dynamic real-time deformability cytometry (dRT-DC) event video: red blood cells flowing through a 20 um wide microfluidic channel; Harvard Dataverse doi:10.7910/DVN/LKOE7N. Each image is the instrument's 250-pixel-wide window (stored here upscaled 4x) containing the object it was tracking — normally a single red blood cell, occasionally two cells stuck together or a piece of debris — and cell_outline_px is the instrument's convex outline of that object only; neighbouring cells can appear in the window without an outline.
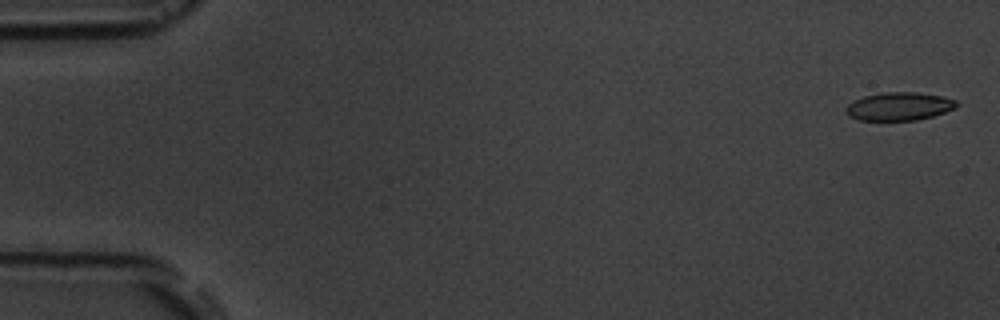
{"species": "common noctule bat (a hibernating species)", "species_latin": "Nyctalus noctula", "temperature_condition": "room temperature", "stored_images_in_passage": 15, "camera_frame_rate_fps": 3000, "um_per_image_px": 0.085, "animal": {"sex": "male", "body_mass_g": 19.5, "forearm_length_mm": 54.6}, "frame": {"image": 1, "passage_image": 1, "time_ms": 0.0, "image_size_px": [1000, 320], "cell_outline_px": [[960, 104], [956, 108], [932, 116], [916, 120], [860, 120], [848, 116], [844, 108], [848, 104], [864, 96], [884, 92], [916, 92], [940, 96], [956, 100]], "centroid_in_image_um": [76.43, 9.04], "position_along_channel_um": 8.6, "area_um2": 18.09}}
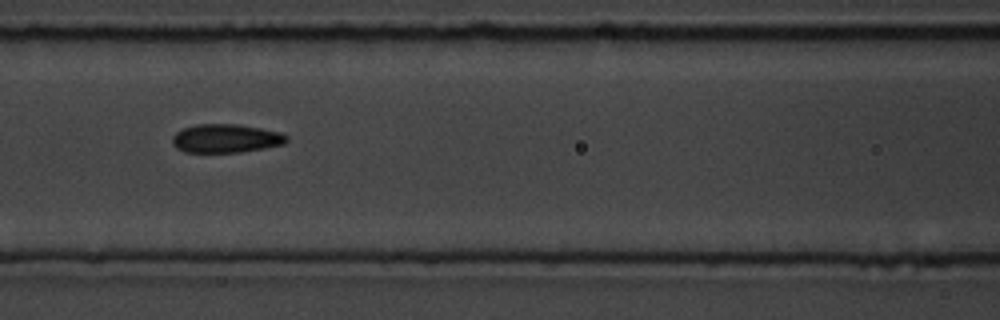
{"frame": {"image": 2, "passage_image": 7, "time_ms": 7.667, "image_size_px": [1000, 320], "cell_outline_px": [[288, 140], [284, 144], [264, 148], [240, 152], [184, 152], [176, 148], [172, 144], [172, 136], [176, 132], [184, 128], [196, 124], [240, 124], [280, 132], [288, 136]], "centroid_in_image_um": [19.19, 11.76], "position_along_channel_um": 147.4, "area_um2": 19.13}}
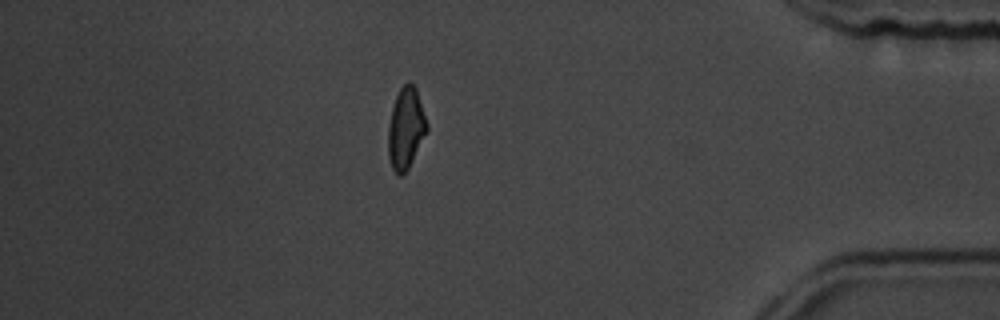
{"frame": {"image": 3, "passage_image": 14, "time_ms": 15.667, "image_size_px": [1000, 320], "cell_outline_px": [[428, 128], [408, 168], [400, 176], [396, 176], [392, 168], [388, 156], [388, 128], [392, 108], [396, 96], [400, 88], [408, 80], [416, 88], [428, 124]], "centroid_in_image_um": [34.48, 10.9], "position_along_channel_um": 400.7, "area_um2": 18.15}, "authors_computed_cell_mechanics": {"area_um2": 18.9006, "velocity_mm_per_s": 3.6574, "shape_relaxation_time_tau1_ms": 7.3866, "shape_relaxation_time_tau2_ms": 2.7715, "deformation_change_tau1": 0.1411, "deformation_change_tau2": 0.0995}}